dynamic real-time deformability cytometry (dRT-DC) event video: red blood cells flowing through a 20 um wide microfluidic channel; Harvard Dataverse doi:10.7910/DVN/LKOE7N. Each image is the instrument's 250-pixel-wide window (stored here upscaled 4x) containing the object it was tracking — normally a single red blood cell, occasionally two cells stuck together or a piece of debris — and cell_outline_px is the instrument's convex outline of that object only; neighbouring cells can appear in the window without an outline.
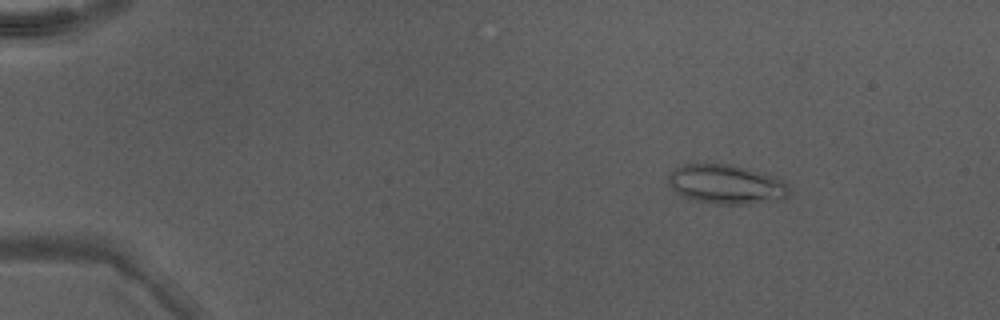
{"species": "Egyptian fruit bat (a non-hibernating species)", "species_latin": "Rousettus aegyptiacus", "temperature_condition": "warm", "stored_images_in_passage": 49, "camera_frame_rate_fps": 3000, "um_per_image_px": 0.085, "animal": {"sex": "male"}, "frame": {"image": 1, "passage_image": 8, "time_ms": 2.333, "image_size_px": [1000, 320], "cell_outline_px": [[792, 188], [788, 196], [784, 200], [752, 204], [716, 204], [696, 200], [684, 196], [676, 192], [668, 184], [668, 176], [676, 168], [684, 164], [732, 164], [764, 172], [776, 176], [784, 180]], "centroid_in_image_um": [61.84, 15.67], "position_along_channel_um": 23.2, "area_um2": 28.21}}
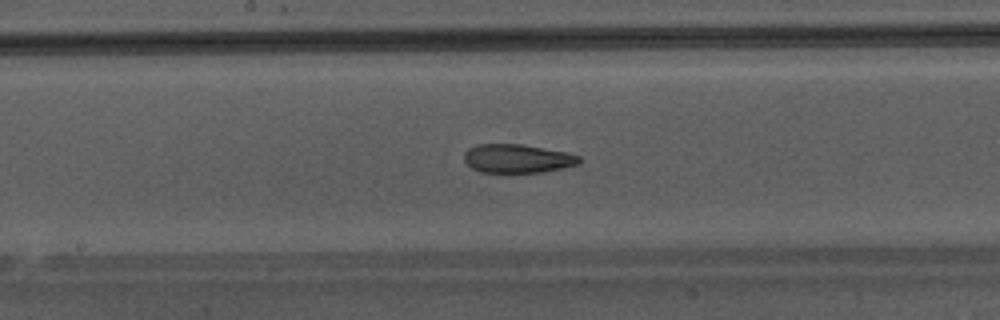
{"frame": {"image": 2, "passage_image": 28, "time_ms": 9.0, "image_size_px": [1000, 320], "cell_outline_px": [[580, 160], [576, 164], [564, 168], [544, 172], [480, 172], [472, 168], [464, 160], [464, 152], [468, 148], [476, 144], [520, 144], [568, 152], [580, 156]], "centroid_in_image_um": [43.96, 13.47], "position_along_channel_um": 204.2, "area_um2": 19.25}}
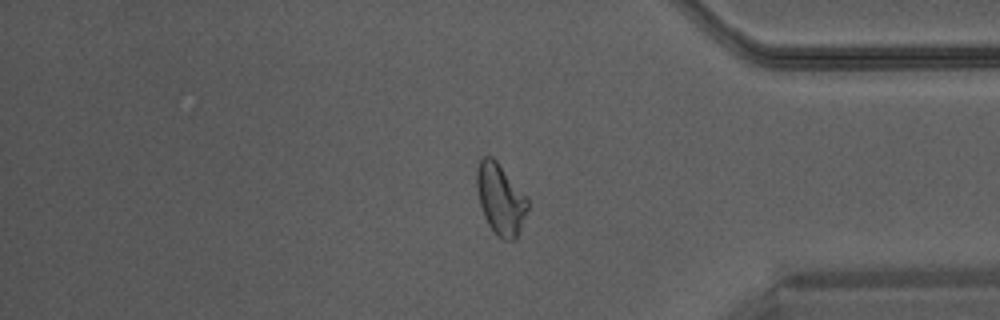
{"frame": {"image": 3, "passage_image": 42, "time_ms": 13.667, "image_size_px": [1000, 320], "cell_outline_px": [[528, 208], [516, 240], [504, 240], [488, 224], [484, 216], [480, 204], [476, 188], [476, 168], [480, 160], [484, 156], [492, 156], [496, 160], [528, 196]], "centroid_in_image_um": [42.55, 16.89], "position_along_channel_um": 392.7, "area_um2": 21.1}}